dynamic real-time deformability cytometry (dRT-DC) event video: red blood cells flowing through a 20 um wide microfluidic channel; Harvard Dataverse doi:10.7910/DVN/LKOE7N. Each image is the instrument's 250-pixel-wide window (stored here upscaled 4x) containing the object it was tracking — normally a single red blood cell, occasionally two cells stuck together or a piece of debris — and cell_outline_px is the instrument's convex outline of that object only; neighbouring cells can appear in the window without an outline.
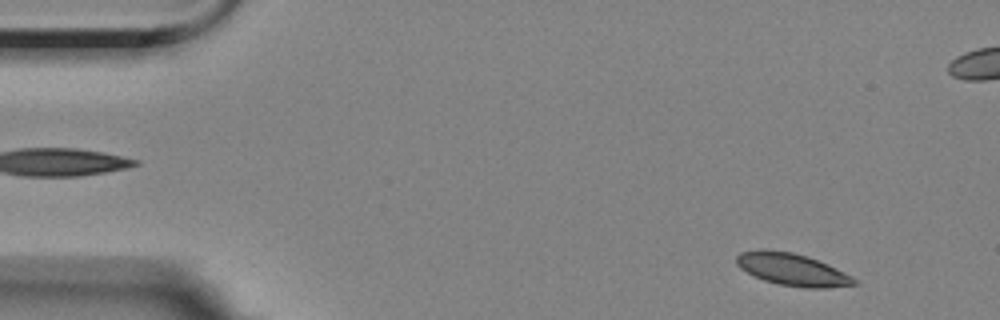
{"species": "Egyptian fruit bat (a non-hibernating species)", "species_latin": "Rousettus aegyptiacus", "temperature_condition": "room temperature", "stored_images_in_passage": 57, "camera_frame_rate_fps": 3000, "um_per_image_px": 0.085, "animal": {"sex": "female"}, "frame": {"image": 1, "passage_image": 4, "time_ms": 1.0, "image_size_px": [1000, 320], "cell_outline_px": [[860, 284], [828, 288], [804, 288], [780, 284], [764, 280], [740, 268], [736, 264], [736, 256], [740, 252], [760, 248], [768, 248], [792, 252], [808, 256], [828, 264], [852, 276]], "centroid_in_image_um": [67.34, 22.89], "position_along_channel_um": 17.7, "area_um2": 22.37}}
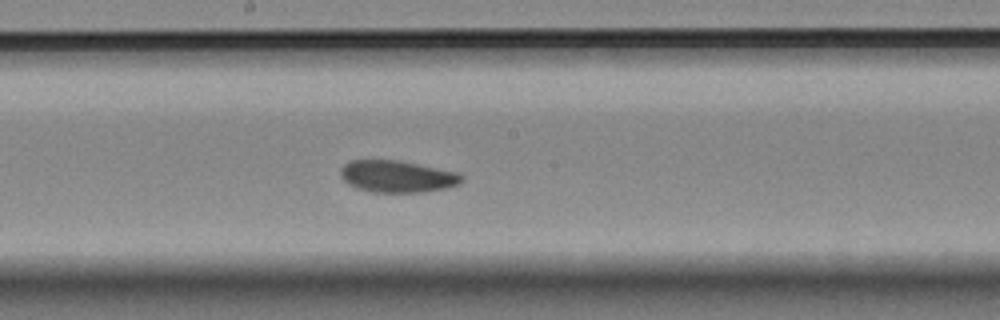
{"frame": {"image": 2, "passage_image": 29, "time_ms": 9.333, "image_size_px": [1000, 320], "cell_outline_px": [[464, 180], [460, 184], [448, 188], [424, 192], [372, 192], [356, 188], [348, 184], [340, 176], [340, 168], [344, 164], [352, 160], [396, 160], [456, 172], [464, 176]], "centroid_in_image_um": [33.76, 15.01], "position_along_channel_um": 214.4, "area_um2": 22.54}}
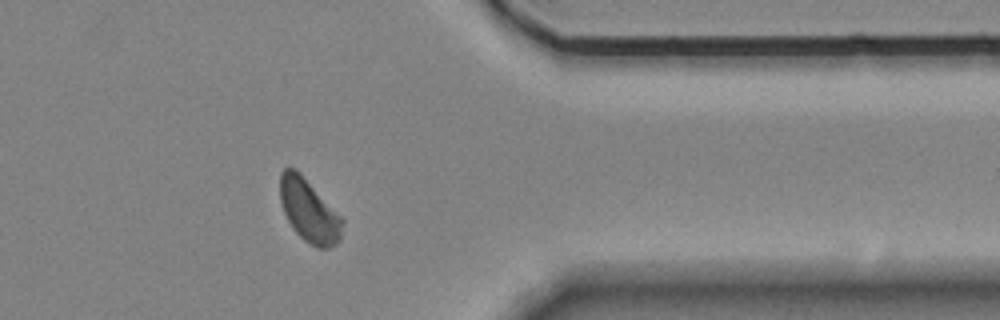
{"frame": {"image": 3, "passage_image": 45, "time_ms": 14.667, "image_size_px": [1000, 320], "cell_outline_px": [[344, 224], [340, 240], [336, 244], [328, 248], [316, 248], [308, 244], [292, 228], [284, 212], [280, 200], [280, 172], [284, 168], [292, 168], [344, 220]], "centroid_in_image_um": [26.26, 18.0], "position_along_channel_um": 385.1, "area_um2": 22.08}, "authors_computed_cell_mechanics": {"area_um2": 22.4264, "velocity_mm_per_s": 3.462, "shape_relaxation_time_tau1_ms": null, "shape_relaxation_time_tau2_ms": 8.221, "deformation_change_tau1": null, "deformation_change_tau2": 0.0842}}